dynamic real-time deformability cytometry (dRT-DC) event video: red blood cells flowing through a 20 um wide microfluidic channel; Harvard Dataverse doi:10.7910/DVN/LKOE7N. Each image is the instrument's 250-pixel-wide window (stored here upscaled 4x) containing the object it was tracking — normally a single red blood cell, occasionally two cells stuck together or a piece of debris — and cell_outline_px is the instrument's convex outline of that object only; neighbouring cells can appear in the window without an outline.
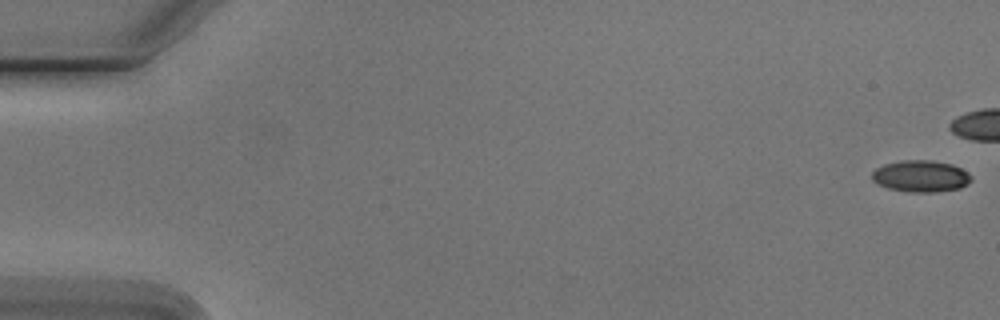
{"species": "Egyptian fruit bat (a non-hibernating species)", "species_latin": "Rousettus aegyptiacus", "temperature_condition": "cold", "stored_images_in_passage": 43, "camera_frame_rate_fps": 3000, "um_per_image_px": 0.085, "animal": {"sex": "male"}, "frame": {"image": 1, "passage_image": 1, "time_ms": 0.0, "image_size_px": [1000, 320], "cell_outline_px": [[972, 180], [968, 184], [960, 188], [932, 192], [912, 192], [888, 188], [872, 180], [872, 172], [876, 168], [884, 164], [900, 160], [932, 160], [952, 164], [968, 172], [972, 176]], "centroid_in_image_um": [78.29, 14.96], "position_along_channel_um": 6.7, "area_um2": 18.32}}
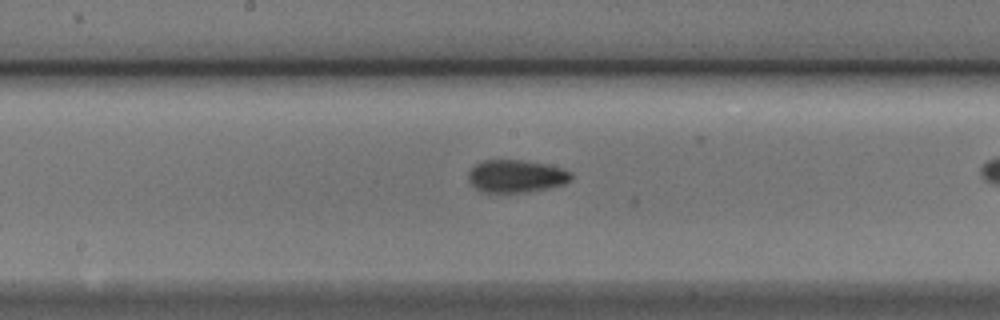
{"frame": {"image": 2, "passage_image": 29, "time_ms": 9.333, "image_size_px": [1000, 320], "cell_outline_px": [[572, 180], [564, 184], [548, 188], [528, 192], [480, 192], [468, 180], [468, 172], [476, 164], [484, 160], [524, 160], [564, 168], [572, 172]], "centroid_in_image_um": [43.89, 14.97], "position_along_channel_um": 204.3, "area_um2": 19.65}}
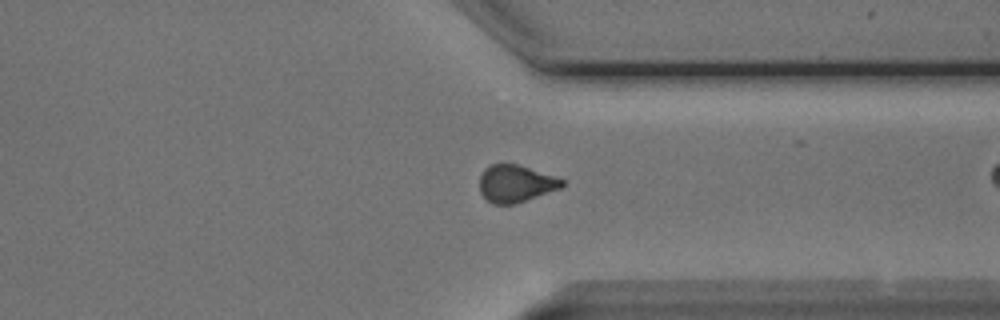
{"frame": {"image": 3, "passage_image": 42, "time_ms": 13.667, "image_size_px": [1000, 320], "cell_outline_px": [[564, 184], [560, 188], [512, 204], [492, 204], [480, 192], [480, 176], [484, 168], [492, 164], [516, 164], [564, 180]], "centroid_in_image_um": [43.78, 15.6], "position_along_channel_um": 367.6, "area_um2": 17.34}}